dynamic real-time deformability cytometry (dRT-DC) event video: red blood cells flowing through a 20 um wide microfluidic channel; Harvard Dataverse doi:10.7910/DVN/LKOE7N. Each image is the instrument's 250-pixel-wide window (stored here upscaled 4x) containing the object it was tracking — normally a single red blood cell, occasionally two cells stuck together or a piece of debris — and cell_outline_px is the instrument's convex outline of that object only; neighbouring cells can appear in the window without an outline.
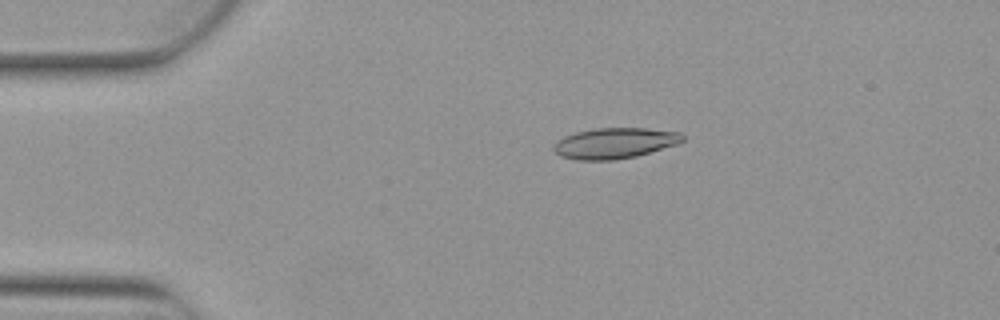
{"species": "Egyptian fruit bat (a non-hibernating species)", "species_latin": "Rousettus aegyptiacus", "temperature_condition": "warm", "stored_images_in_passage": 5, "camera_frame_rate_fps": 3000, "um_per_image_px": 0.085, "animal": {"sex": "female"}, "frame": {"image": 1, "passage_image": 2, "time_ms": 0.333, "image_size_px": [1000, 320], "cell_outline_px": [[684, 140], [676, 144], [636, 156], [612, 160], [576, 160], [560, 156], [552, 148], [552, 144], [556, 140], [564, 136], [576, 132], [596, 128], [644, 128], [680, 132], [684, 136]], "centroid_in_image_um": [52.2, 12.16], "position_along_channel_um": 32.8, "area_um2": 23.06}}
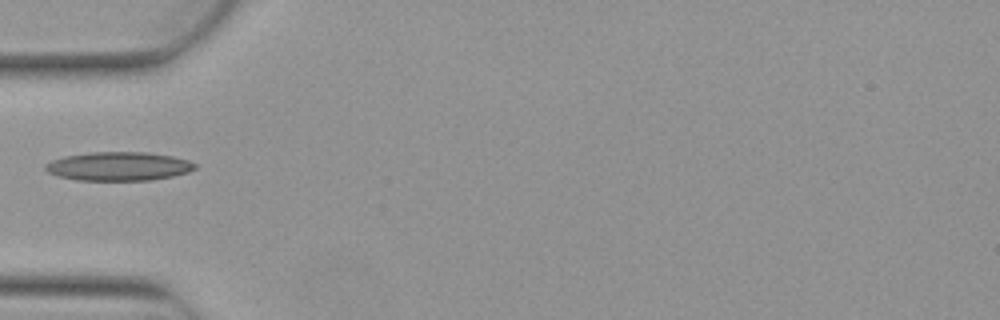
{"frame": {"image": 2, "passage_image": 4, "time_ms": 1.0, "image_size_px": [1000, 320], "cell_outline_px": [[196, 168], [188, 172], [172, 176], [148, 180], [76, 180], [56, 176], [48, 172], [44, 168], [44, 164], [52, 160], [64, 156], [92, 152], [148, 152], [172, 156], [188, 160], [196, 164]], "centroid_in_image_um": [10.05, 14.13], "position_along_channel_um": 74.9, "area_um2": 25.09}}
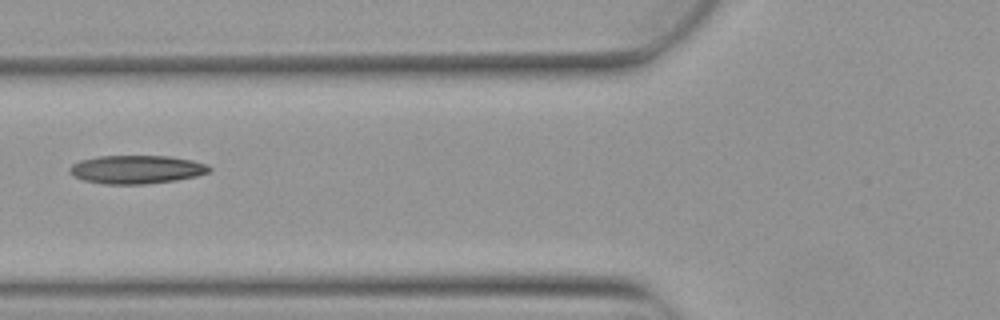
{"frame": {"image": 3, "passage_image": 5, "time_ms": 1.333, "image_size_px": [1000, 320], "cell_outline_px": [[212, 168], [208, 172], [196, 176], [176, 180], [144, 184], [104, 184], [84, 180], [72, 176], [68, 172], [68, 168], [72, 164], [80, 160], [100, 156], [172, 156], [192, 160], [208, 164]], "centroid_in_image_um": [11.59, 14.4], "position_along_channel_um": 114.2, "area_um2": 23.24}}